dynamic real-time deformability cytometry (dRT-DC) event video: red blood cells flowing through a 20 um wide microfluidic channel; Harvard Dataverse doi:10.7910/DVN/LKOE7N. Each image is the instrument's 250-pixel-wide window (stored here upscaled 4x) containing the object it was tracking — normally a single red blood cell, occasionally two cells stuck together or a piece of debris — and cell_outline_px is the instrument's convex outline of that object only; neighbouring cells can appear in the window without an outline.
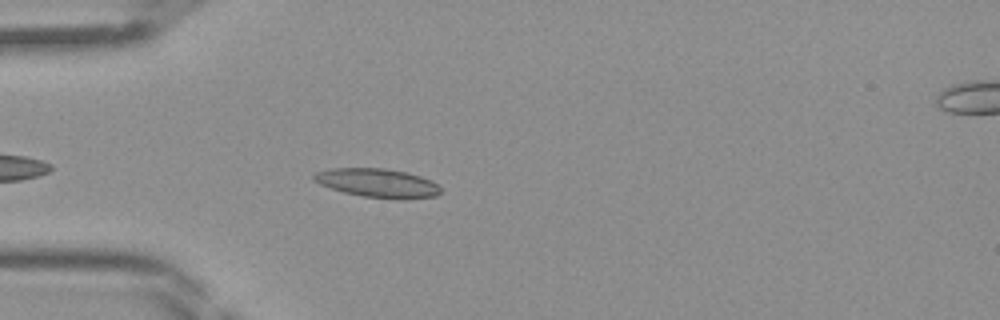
{"species": "Egyptian fruit bat (a non-hibernating species)", "species_latin": "Rousettus aegyptiacus", "temperature_condition": "room temperature", "stored_images_in_passage": 34, "camera_frame_rate_fps": 3000, "um_per_image_px": 0.085, "frame": {"image": 1, "passage_image": 4, "time_ms": 1.0, "image_size_px": [1000, 320], "cell_outline_px": [[440, 192], [436, 196], [404, 200], [364, 196], [344, 192], [320, 184], [312, 180], [312, 176], [316, 172], [332, 168], [384, 168], [408, 172], [432, 180], [440, 188]], "centroid_in_image_um": [32.11, 15.55], "position_along_channel_um": 52.9, "area_um2": 21.33}}
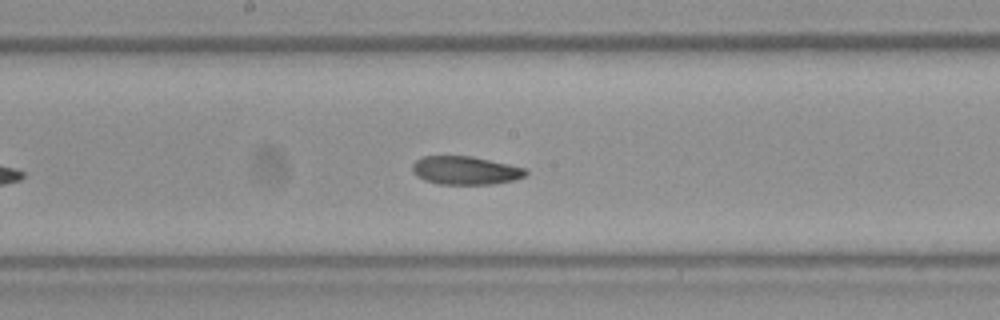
{"frame": {"image": 2, "passage_image": 15, "time_ms": 4.667, "image_size_px": [1000, 320], "cell_outline_px": [[528, 172], [524, 176], [512, 180], [492, 184], [440, 184], [424, 180], [416, 176], [412, 172], [412, 164], [416, 160], [424, 156], [472, 156], [508, 164], [524, 168]], "centroid_in_image_um": [39.51, 14.48], "position_along_channel_um": 208.7, "area_um2": 18.61}}
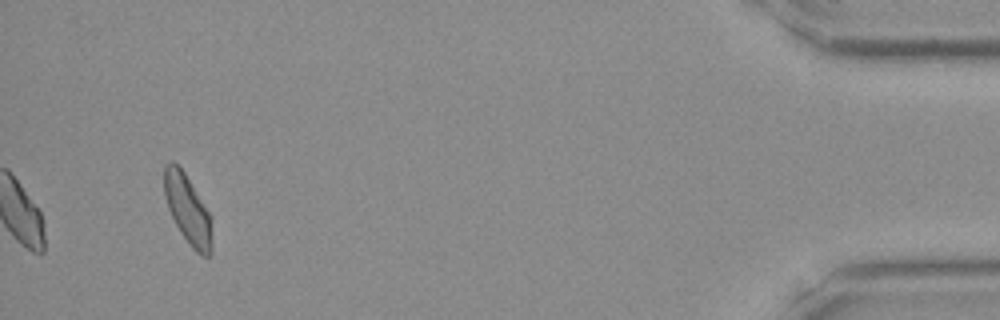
{"frame": {"image": 3, "passage_image": 34, "time_ms": 11.0, "image_size_px": [1000, 320], "cell_outline_px": [[212, 252], [208, 256], [200, 256], [192, 248], [180, 232], [168, 208], [164, 192], [164, 164], [172, 160], [184, 172], [212, 216]], "centroid_in_image_um": [15.98, 17.83], "position_along_channel_um": 419.2, "area_um2": 19.36}}